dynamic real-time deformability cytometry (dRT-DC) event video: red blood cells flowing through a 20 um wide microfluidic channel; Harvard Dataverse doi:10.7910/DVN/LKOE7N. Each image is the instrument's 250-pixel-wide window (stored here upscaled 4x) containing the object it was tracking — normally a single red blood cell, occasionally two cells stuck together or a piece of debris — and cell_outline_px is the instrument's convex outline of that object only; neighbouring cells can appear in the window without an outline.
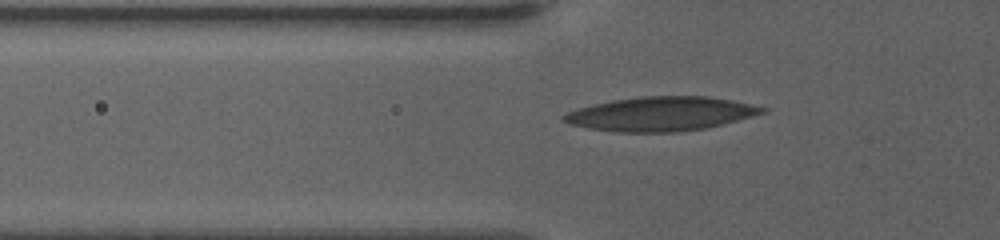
{"species": "human", "species_latin": "Homo sapiens", "temperature_condition": "warm", "stored_images_in_passage": 41, "camera_frame_rate_fps": 3000, "um_per_image_px": 0.085, "donor": {"sex": "female"}, "frame": {"image": 1, "passage_image": 4, "time_ms": 1.0, "image_size_px": [1000, 240], "cell_outline_px": [[768, 108], [764, 112], [736, 120], [704, 128], [676, 132], [616, 132], [588, 128], [572, 124], [564, 120], [560, 116], [568, 112], [592, 104], [612, 100], [640, 96], [708, 96]], "centroid_in_image_um": [56.11, 9.67], "position_along_channel_um": 69.7, "area_um2": 38.9}}
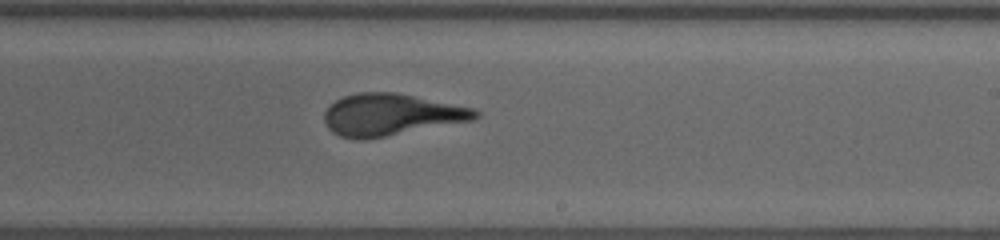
{"frame": {"image": 2, "passage_image": 20, "time_ms": 6.333, "image_size_px": [1000, 240], "cell_outline_px": [[480, 116], [472, 120], [384, 136], [360, 140], [356, 140], [340, 136], [332, 132], [328, 128], [324, 120], [324, 112], [336, 100], [344, 96], [356, 92], [396, 92], [472, 108], [480, 112]], "centroid_in_image_um": [33.19, 9.74], "position_along_channel_um": 255.8, "area_um2": 36.36}}
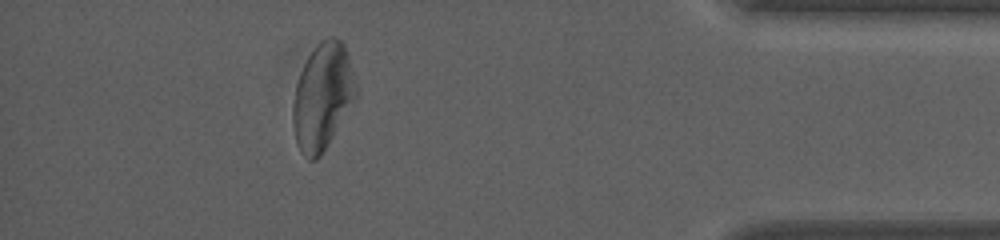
{"frame": {"image": 3, "passage_image": 36, "time_ms": 11.667, "image_size_px": [1000, 240], "cell_outline_px": [[356, 96], [320, 156], [316, 160], [308, 160], [300, 152], [296, 144], [292, 124], [292, 104], [296, 84], [300, 72], [308, 56], [316, 44], [320, 40], [328, 36], [336, 36], [344, 44], [348, 52], [356, 84]], "centroid_in_image_um": [27.38, 8.17], "position_along_channel_um": 407.8, "area_um2": 39.07}, "authors_computed_cell_mechanics": {"area_um2": 37.1654, "velocity_mm_per_s": 3.5488, "shape_relaxation_time_tau1_ms": 7.299, "shape_relaxation_time_tau2_ms": 1.247, "deformation_change_tau1": 0.2326, "deformation_change_tau2": 0.1026}}